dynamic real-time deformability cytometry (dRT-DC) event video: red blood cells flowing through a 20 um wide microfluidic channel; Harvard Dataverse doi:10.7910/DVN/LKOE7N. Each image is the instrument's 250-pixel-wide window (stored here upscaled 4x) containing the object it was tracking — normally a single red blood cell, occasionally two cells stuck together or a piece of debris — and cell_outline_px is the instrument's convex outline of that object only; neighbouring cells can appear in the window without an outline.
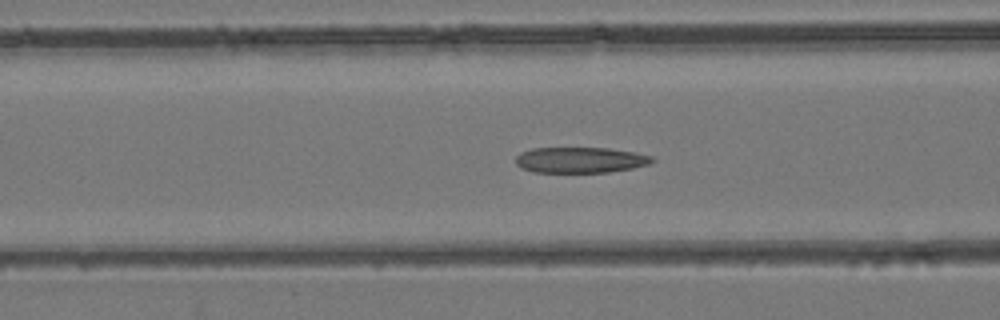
{"species": "common noctule bat (a hibernating species)", "species_latin": "Nyctalus noctula", "temperature_condition": "room temperature", "stored_images_in_passage": 48, "camera_frame_rate_fps": 3000, "um_per_image_px": 0.085, "animal": {"sex": "female", "body_mass_g": 24.6, "forearm_length_mm": 56.2}, "frame": {"image": 1, "passage_image": 19, "time_ms": 6.0, "image_size_px": [1000, 320], "cell_outline_px": [[656, 160], [648, 164], [632, 168], [608, 172], [532, 172], [520, 168], [516, 164], [516, 156], [520, 152], [532, 148], [608, 148], [636, 152], [652, 156]], "centroid_in_image_um": [49.31, 13.59], "position_along_channel_um": 117.3, "area_um2": 20.58}}
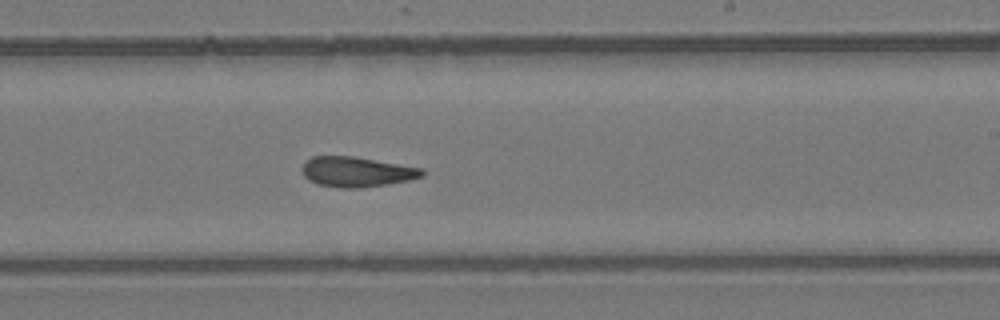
{"frame": {"image": 2, "passage_image": 29, "time_ms": 9.333, "image_size_px": [1000, 320], "cell_outline_px": [[424, 176], [408, 180], [388, 184], [360, 188], [340, 188], [316, 184], [308, 180], [304, 176], [304, 160], [312, 156], [352, 156], [424, 168]], "centroid_in_image_um": [30.32, 14.61], "position_along_channel_um": 258.7, "area_um2": 21.1}}
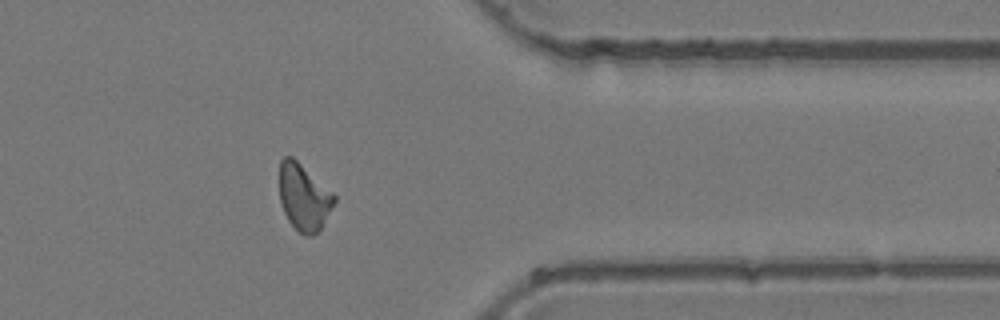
{"frame": {"image": 3, "passage_image": 39, "time_ms": 12.667, "image_size_px": [1000, 320], "cell_outline_px": [[336, 200], [324, 224], [312, 236], [304, 236], [288, 220], [284, 212], [280, 200], [280, 160], [284, 156], [292, 156], [332, 192], [336, 196]], "centroid_in_image_um": [25.83, 16.76], "position_along_channel_um": 385.6, "area_um2": 21.04}}